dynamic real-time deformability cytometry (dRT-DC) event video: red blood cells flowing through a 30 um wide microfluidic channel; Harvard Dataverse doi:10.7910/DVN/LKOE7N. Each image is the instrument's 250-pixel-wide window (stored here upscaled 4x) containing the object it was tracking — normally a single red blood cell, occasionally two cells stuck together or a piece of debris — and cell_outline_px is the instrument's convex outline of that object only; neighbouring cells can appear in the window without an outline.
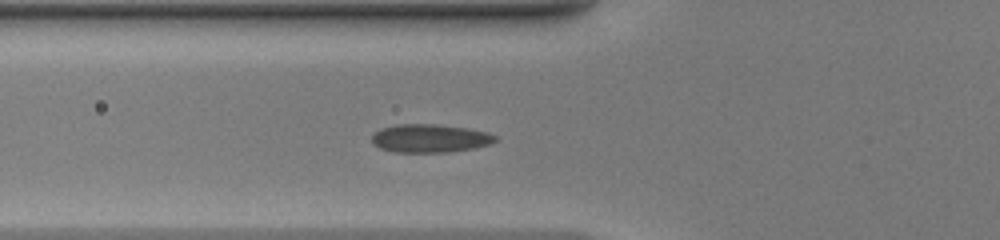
{"species": "common noctule bat (a hibernating species)", "species_latin": "Nyctalus noctula", "temperature_condition": "warm", "stored_images_in_passage": 34, "camera_frame_rate_fps": 3000, "um_per_image_px": 0.085, "animal": {"sex": "female", "body_mass_g": 20.0, "forearm_length_mm": 54.0}, "frame": {"image": 1, "passage_image": 5, "time_ms": 1.333, "image_size_px": [1000, 240], "cell_outline_px": [[496, 140], [488, 144], [476, 148], [448, 152], [392, 152], [380, 148], [372, 144], [372, 136], [380, 128], [396, 124], [436, 124], [468, 128], [488, 132], [496, 136]], "centroid_in_image_um": [36.52, 11.75], "position_along_channel_um": 89.3, "area_um2": 20.46}}
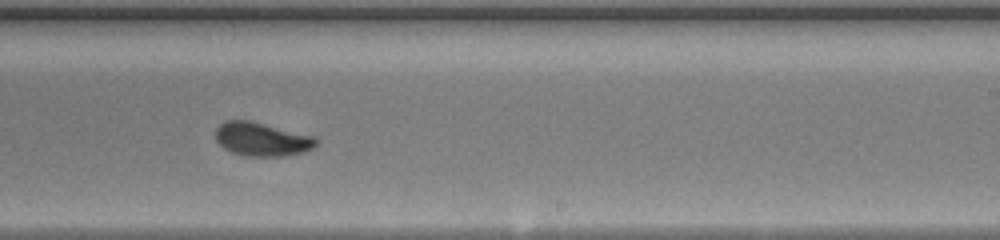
{"frame": {"image": 2, "passage_image": 17, "time_ms": 5.333, "image_size_px": [1000, 240], "cell_outline_px": [[316, 144], [312, 148], [304, 152], [284, 156], [244, 156], [232, 152], [224, 148], [216, 140], [216, 128], [224, 120], [248, 120], [312, 136], [316, 140]], "centroid_in_image_um": [22.21, 11.84], "position_along_channel_um": 266.8, "area_um2": 19.42}}
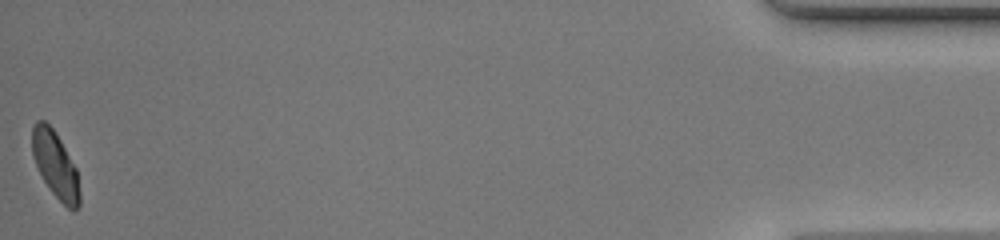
{"frame": {"image": 3, "passage_image": 34, "time_ms": 11.0, "image_size_px": [1000, 240], "cell_outline_px": [[80, 204], [72, 212], [52, 192], [44, 180], [32, 156], [32, 128], [36, 120], [44, 120], [56, 132], [76, 168], [80, 192]], "centroid_in_image_um": [4.71, 13.99], "position_along_channel_um": 430.5, "area_um2": 18.21}, "authors_computed_cell_mechanics": {"area_um2": 19.2474, "velocity_mm_per_s": 4.4432, "shape_relaxation_time_tau1_ms": 3.5769, "shape_relaxation_time_tau2_ms": null, "deformation_change_tau1": 0.1309, "deformation_change_tau2": null}}